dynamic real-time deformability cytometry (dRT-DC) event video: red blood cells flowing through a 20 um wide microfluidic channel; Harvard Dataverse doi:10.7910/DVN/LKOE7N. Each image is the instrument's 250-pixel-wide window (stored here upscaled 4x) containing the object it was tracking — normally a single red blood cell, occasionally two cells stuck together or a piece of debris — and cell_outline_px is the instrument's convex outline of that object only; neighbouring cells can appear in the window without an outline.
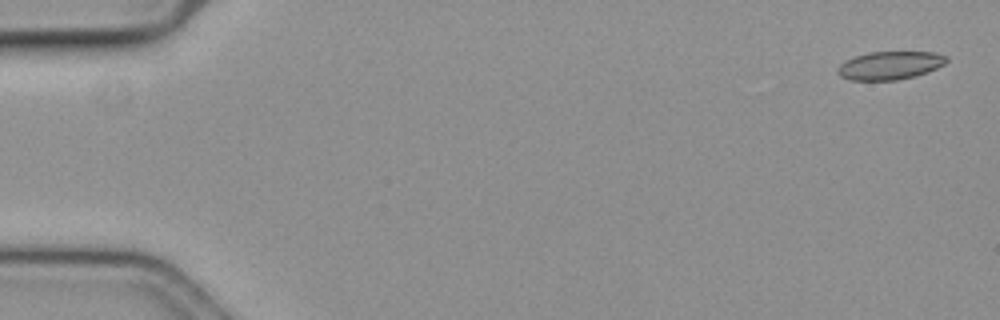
{"species": "common noctule bat (a hibernating species)", "species_latin": "Nyctalus noctula", "temperature_condition": "cold", "stored_images_in_passage": 17, "camera_frame_rate_fps": 3000, "um_per_image_px": 0.085, "animal": {"sex": "female", "body_mass_g": 19.3, "forearm_length_mm": 54.1}, "frame": {"image": 1, "passage_image": 2, "time_ms": 0.333, "image_size_px": [1000, 320], "cell_outline_px": [[948, 60], [944, 64], [936, 68], [916, 76], [896, 80], [848, 80], [840, 76], [836, 72], [836, 68], [844, 60], [868, 52], [936, 52], [948, 56]], "centroid_in_image_um": [75.62, 5.56], "position_along_channel_um": 9.4, "area_um2": 18.03}}